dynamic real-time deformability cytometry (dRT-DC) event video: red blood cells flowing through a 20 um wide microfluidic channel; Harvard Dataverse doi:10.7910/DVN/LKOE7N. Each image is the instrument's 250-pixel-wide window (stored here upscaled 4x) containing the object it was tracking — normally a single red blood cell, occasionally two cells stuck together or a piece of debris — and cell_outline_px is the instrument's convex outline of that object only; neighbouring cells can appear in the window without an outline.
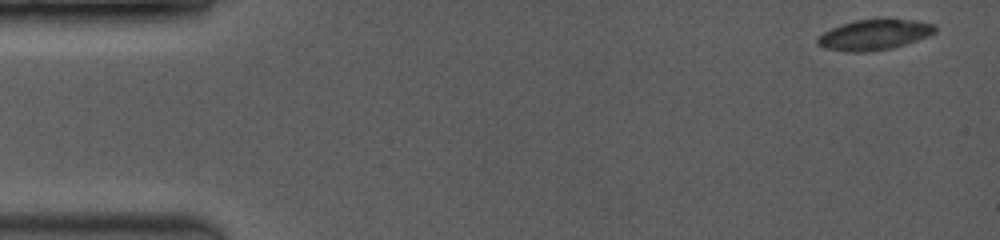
{"species": "common noctule bat (a hibernating species)", "species_latin": "Nyctalus noctula", "temperature_condition": "room temperature", "stored_images_in_passage": 35, "camera_frame_rate_fps": 3500, "um_per_image_px": 0.085, "animal": {"sex": "female", "body_mass_g": 19.0, "forearm_length_mm": 53.3}, "frame": {"image": 1, "passage_image": 1, "time_ms": 0.0, "image_size_px": [1000, 240], "cell_outline_px": [[936, 32], [928, 36], [892, 48], [868, 52], [848, 52], [824, 48], [816, 44], [816, 36], [840, 24], [856, 20], [880, 16], [888, 16], [916, 20], [936, 24]], "centroid_in_image_um": [74.32, 2.9], "position_along_channel_um": 10.7, "area_um2": 21.79}}
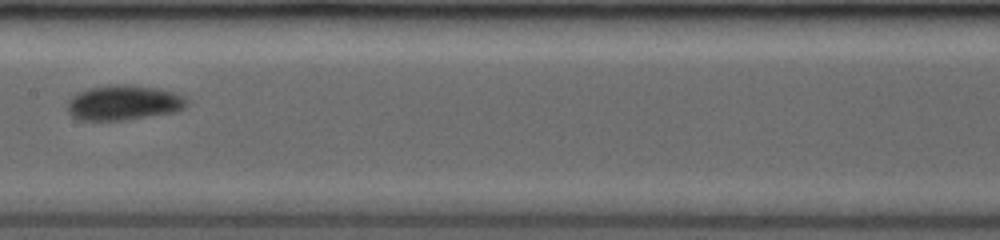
{"frame": {"image": 2, "passage_image": 21, "time_ms": 8.0, "image_size_px": [1000, 240], "cell_outline_px": [[188, 104], [184, 108], [172, 112], [124, 120], [80, 120], [72, 116], [68, 112], [68, 100], [76, 92], [88, 88], [116, 84], [124, 84], [156, 88], [172, 92], [184, 96], [188, 100]], "centroid_in_image_um": [10.48, 8.72], "position_along_channel_um": 196.9, "area_um2": 24.22}}
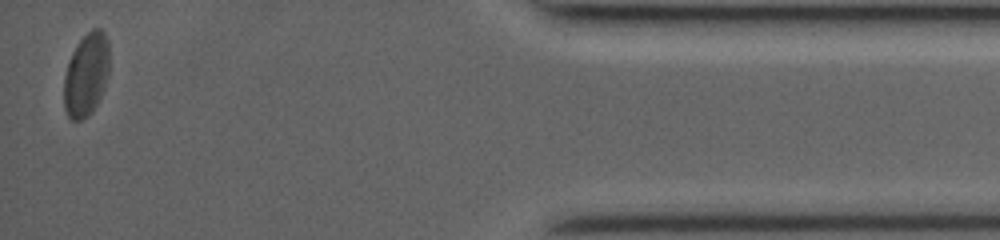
{"frame": {"image": 3, "passage_image": 35, "time_ms": 15.143, "image_size_px": [1000, 240], "cell_outline_px": [[108, 76], [100, 96], [92, 112], [88, 116], [80, 120], [72, 120], [68, 116], [64, 108], [64, 76], [68, 60], [72, 52], [80, 40], [92, 28], [100, 28], [104, 32], [108, 40]], "centroid_in_image_um": [7.32, 6.34], "position_along_channel_um": 427.9, "area_um2": 21.96}, "authors_computed_cell_mechanics": {"area_um2": 22.3108, "velocity_mm_per_s": 3.9899, "shape_relaxation_time_tau1_ms": 2.7263, "shape_relaxation_time_tau2_ms": null, "deformation_change_tau1": 0.0933, "deformation_change_tau2": null}}